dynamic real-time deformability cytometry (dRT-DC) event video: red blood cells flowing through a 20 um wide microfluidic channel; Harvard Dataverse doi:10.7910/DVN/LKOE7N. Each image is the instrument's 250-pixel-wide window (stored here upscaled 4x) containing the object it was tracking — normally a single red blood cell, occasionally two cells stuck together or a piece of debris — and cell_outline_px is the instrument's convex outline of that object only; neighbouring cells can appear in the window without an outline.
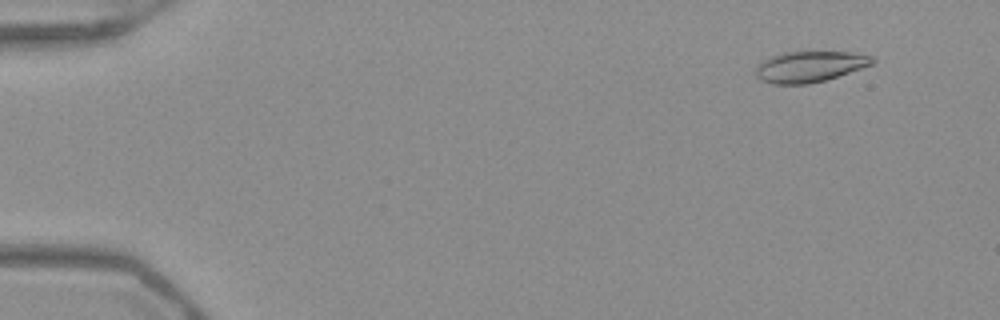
{"species": "Egyptian fruit bat (a non-hibernating species)", "species_latin": "Rousettus aegyptiacus", "temperature_condition": "warm", "stored_images_in_passage": 53, "camera_frame_rate_fps": 3000, "um_per_image_px": 0.085, "frame": {"image": 1, "passage_image": 5, "time_ms": 1.333, "image_size_px": [1000, 320], "cell_outline_px": [[876, 60], [872, 64], [824, 80], [808, 84], [772, 84], [760, 80], [756, 76], [756, 64], [772, 56], [784, 52], [804, 48], [860, 52], [872, 56]], "centroid_in_image_um": [68.83, 5.59], "position_along_channel_um": 16.2, "area_um2": 22.02}}
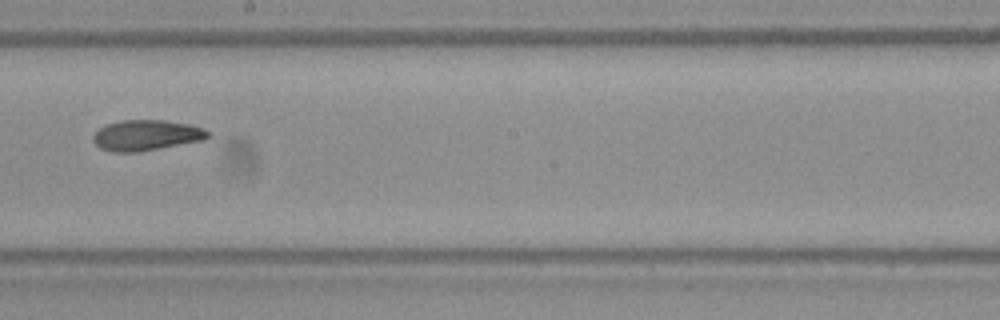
{"frame": {"image": 2, "passage_image": 31, "time_ms": 10.0, "image_size_px": [1000, 320], "cell_outline_px": [[212, 136], [204, 140], [136, 152], [112, 152], [100, 148], [92, 140], [92, 136], [104, 124], [120, 120], [164, 120], [188, 124], [204, 128], [212, 132]], "centroid_in_image_um": [12.45, 11.49], "position_along_channel_um": 235.7, "area_um2": 20.63}}
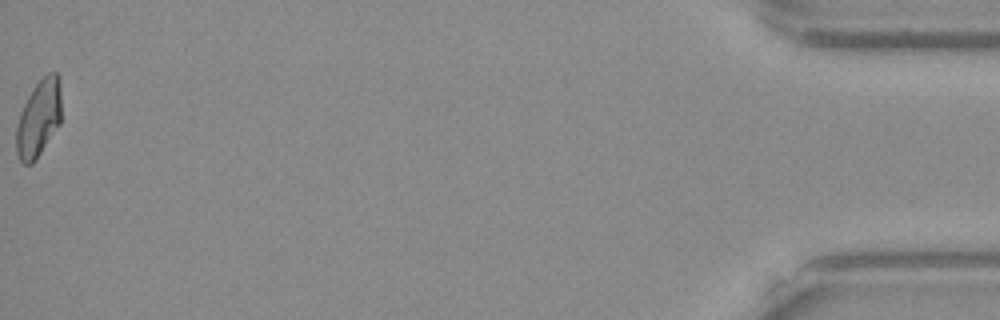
{"frame": {"image": 3, "passage_image": 53, "time_ms": 17.333, "image_size_px": [1000, 320], "cell_outline_px": [[60, 124], [36, 160], [32, 164], [24, 164], [20, 160], [16, 152], [16, 128], [20, 112], [32, 88], [48, 72], [56, 72], [60, 76]], "centroid_in_image_um": [3.29, 10.06], "position_along_channel_um": 431.9, "area_um2": 20.29}, "authors_computed_cell_mechanics": {"area_um2": 20.7502, "velocity_mm_per_s": 3.9467, "shape_relaxation_time_tau1_ms": 7.8957, "shape_relaxation_time_tau2_ms": 4.7137, "deformation_change_tau1": 0.2365, "deformation_change_tau2": 0.1159}}